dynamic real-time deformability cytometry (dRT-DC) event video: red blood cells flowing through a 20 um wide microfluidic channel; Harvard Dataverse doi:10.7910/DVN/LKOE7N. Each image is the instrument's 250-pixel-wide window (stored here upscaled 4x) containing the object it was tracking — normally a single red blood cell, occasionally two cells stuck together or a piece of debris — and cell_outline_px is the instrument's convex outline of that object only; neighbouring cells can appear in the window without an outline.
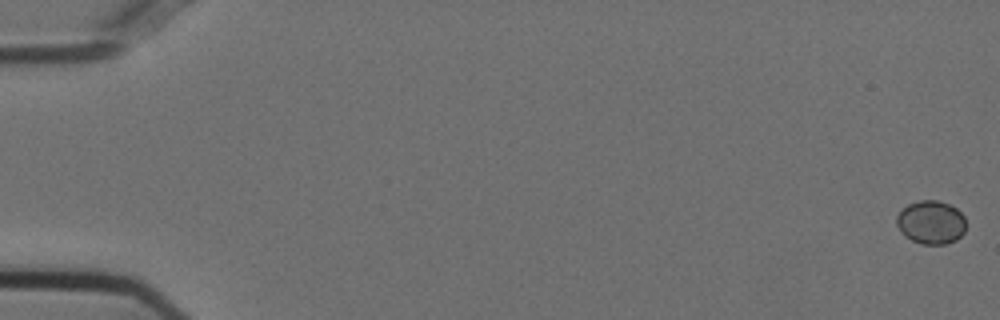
{"species": "Egyptian fruit bat (a non-hibernating species)", "species_latin": "Rousettus aegyptiacus", "temperature_condition": "cold", "stored_images_in_passage": 55, "camera_frame_rate_fps": 3000, "um_per_image_px": 0.085, "animal": {"sex": "female"}, "frame": {"image": 1, "passage_image": 1, "time_ms": 0.0, "image_size_px": [1000, 320], "cell_outline_px": [[964, 232], [956, 240], [944, 244], [920, 244], [904, 236], [900, 232], [896, 224], [896, 216], [908, 204], [920, 200], [936, 200], [948, 204], [956, 208], [964, 216]], "centroid_in_image_um": [79.11, 18.9], "position_along_channel_um": 5.9, "area_um2": 17.51}}
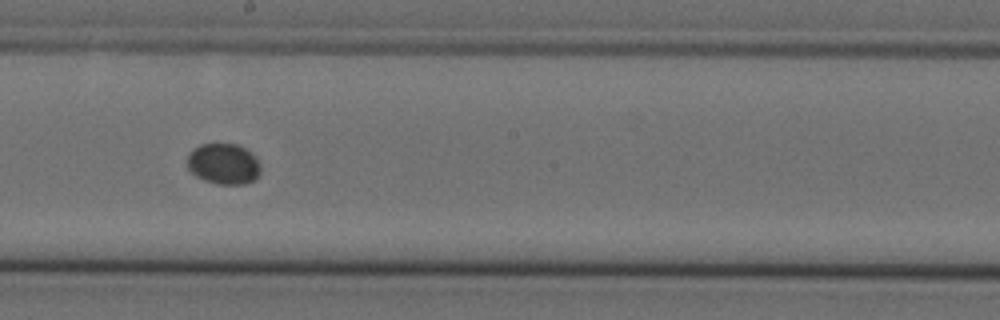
{"frame": {"image": 2, "passage_image": 32, "time_ms": 10.333, "image_size_px": [1000, 320], "cell_outline_px": [[260, 172], [252, 180], [244, 184], [216, 184], [204, 180], [196, 176], [188, 168], [188, 152], [200, 144], [236, 144], [244, 148], [260, 164]], "centroid_in_image_um": [18.96, 13.93], "position_along_channel_um": 229.2, "area_um2": 17.17}}
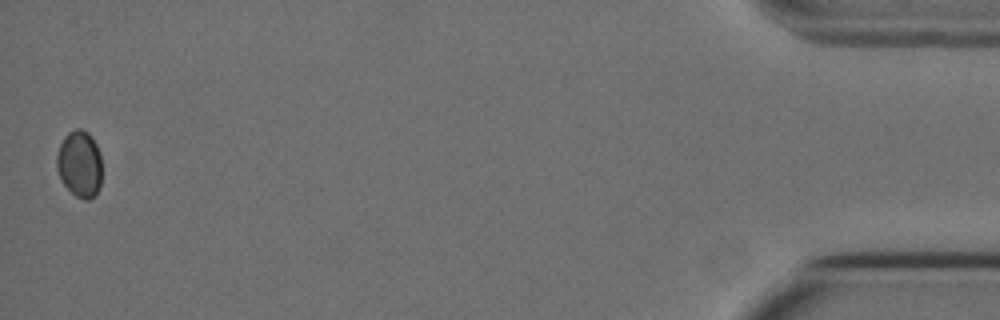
{"frame": {"image": 3, "passage_image": 55, "time_ms": 18.0, "image_size_px": [1000, 320], "cell_outline_px": [[100, 188], [96, 196], [88, 200], [84, 200], [76, 196], [60, 180], [56, 168], [56, 156], [60, 144], [64, 136], [68, 132], [76, 128], [80, 128], [88, 132], [92, 136], [100, 152]], "centroid_in_image_um": [6.75, 13.93], "position_along_channel_um": 428.4, "area_um2": 17.8}}